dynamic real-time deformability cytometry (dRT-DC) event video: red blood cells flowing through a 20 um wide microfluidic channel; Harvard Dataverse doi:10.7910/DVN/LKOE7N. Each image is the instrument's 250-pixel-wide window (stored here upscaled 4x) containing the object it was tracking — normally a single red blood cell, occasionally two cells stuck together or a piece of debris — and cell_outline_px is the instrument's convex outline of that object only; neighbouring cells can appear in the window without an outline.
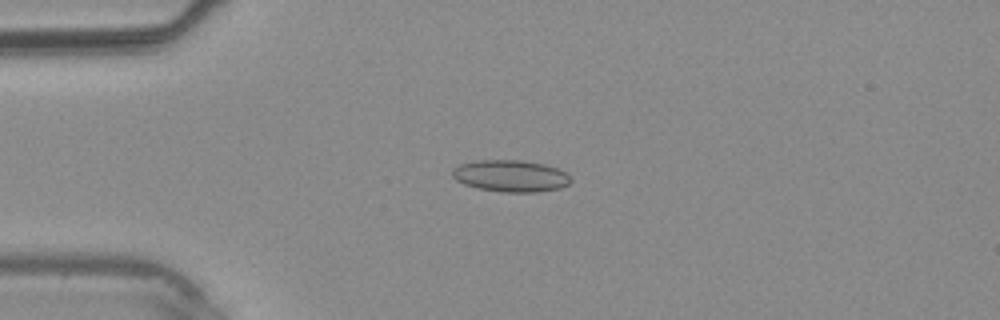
{"species": "common noctule bat (a hibernating species)", "species_latin": "Nyctalus noctula", "temperature_condition": "warm", "stored_images_in_passage": 38, "camera_frame_rate_fps": 3000, "um_per_image_px": 0.085, "animal": {"sex": "male", "body_mass_g": 20.4}, "frame": {"image": 1, "passage_image": 10, "time_ms": 3.0, "image_size_px": [1000, 320], "cell_outline_px": [[572, 180], [568, 184], [560, 188], [540, 192], [500, 192], [476, 188], [464, 184], [456, 180], [452, 176], [452, 168], [460, 164], [476, 160], [520, 160], [544, 164], [556, 168], [564, 172]], "centroid_in_image_um": [43.37, 14.96], "position_along_channel_um": 41.6, "area_um2": 22.02}}
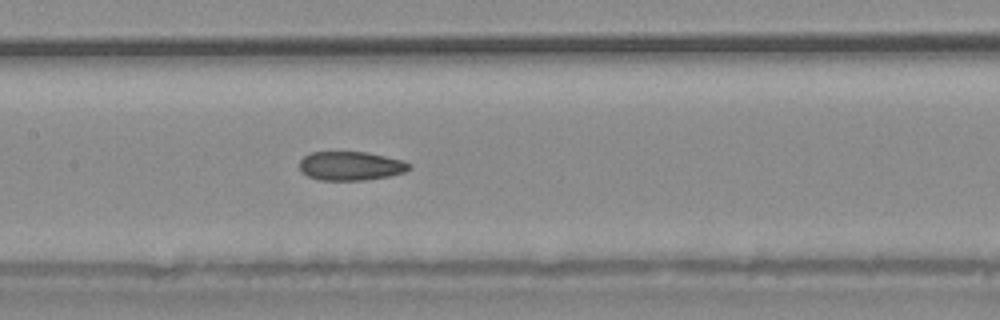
{"frame": {"image": 2, "passage_image": 19, "time_ms": 6.0, "image_size_px": [1000, 320], "cell_outline_px": [[412, 168], [404, 172], [388, 176], [364, 180], [320, 180], [308, 176], [300, 168], [300, 160], [304, 156], [312, 152], [368, 152], [404, 160], [412, 164]], "centroid_in_image_um": [29.86, 14.09], "position_along_channel_um": 177.5, "area_um2": 18.5}}
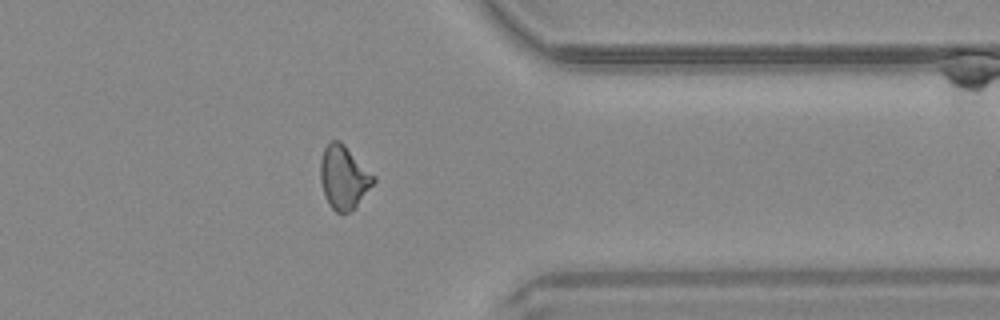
{"frame": {"image": 3, "passage_image": 31, "time_ms": 10.0, "image_size_px": [1000, 320], "cell_outline_px": [[376, 180], [352, 212], [336, 212], [332, 208], [324, 196], [320, 180], [320, 160], [324, 148], [332, 140], [340, 140], [376, 176]], "centroid_in_image_um": [29.22, 15.07], "position_along_channel_um": 382.2, "area_um2": 19.71}}